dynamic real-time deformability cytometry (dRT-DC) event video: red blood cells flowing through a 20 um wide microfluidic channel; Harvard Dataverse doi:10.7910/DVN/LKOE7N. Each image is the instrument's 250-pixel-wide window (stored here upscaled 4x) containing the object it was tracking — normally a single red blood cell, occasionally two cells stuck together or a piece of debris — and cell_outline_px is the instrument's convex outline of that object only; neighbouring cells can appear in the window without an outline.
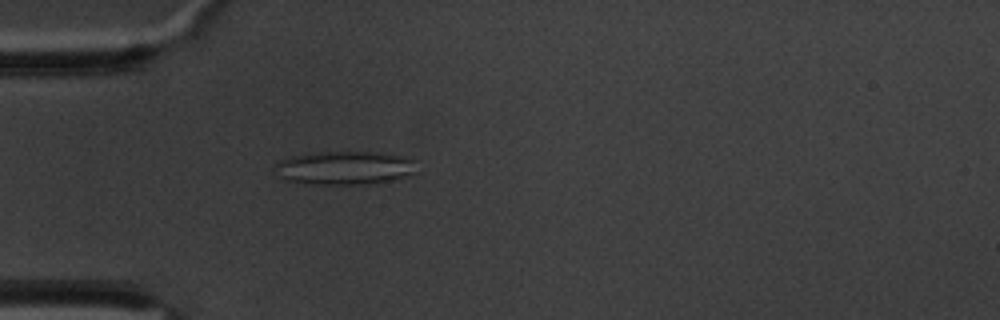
{"species": "common noctule bat (a hibernating species)", "species_latin": "Nyctalus noctula", "temperature_condition": "warm", "stored_images_in_passage": 7, "camera_frame_rate_fps": 3000, "um_per_image_px": 0.085, "animal": {"sex": "male", "body_mass_g": 20.1, "forearm_length_mm": 53.5}, "frame": {"image": 1, "passage_image": 3, "time_ms": 0.667, "image_size_px": [1000, 320], "cell_outline_px": [[416, 172], [396, 180], [368, 184], [312, 184], [284, 180], [276, 176], [272, 172], [272, 164], [276, 160], [288, 156], [316, 152], [376, 152], [404, 156], [416, 160]], "centroid_in_image_um": [29.21, 14.27], "position_along_channel_um": 55.8, "area_um2": 28.55}}